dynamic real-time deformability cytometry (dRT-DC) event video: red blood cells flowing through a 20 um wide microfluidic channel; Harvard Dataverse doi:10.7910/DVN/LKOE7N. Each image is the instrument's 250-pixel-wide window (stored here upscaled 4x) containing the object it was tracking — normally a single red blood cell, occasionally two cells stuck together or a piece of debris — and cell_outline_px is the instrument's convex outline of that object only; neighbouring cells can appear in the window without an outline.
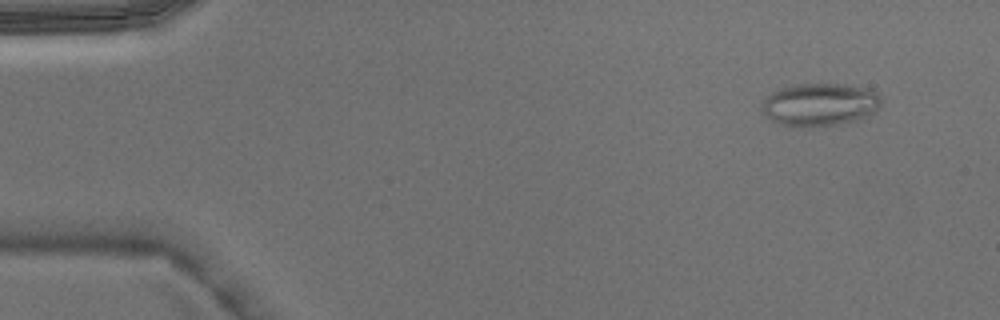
{"species": "Egyptian fruit bat (a non-hibernating species)", "species_latin": "Rousettus aegyptiacus", "temperature_condition": "warm", "stored_images_in_passage": 4, "camera_frame_rate_fps": 3000, "um_per_image_px": 0.085, "animal": {"sex": "male"}, "frame": {"image": 1, "passage_image": 1, "time_ms": 0.0, "image_size_px": [1000, 320], "cell_outline_px": [[880, 104], [876, 112], [860, 120], [840, 124], [812, 128], [792, 128], [780, 124], [772, 120], [760, 108], [760, 104], [764, 96], [780, 88], [796, 84], [844, 84], [872, 88], [880, 96]], "centroid_in_image_um": [69.68, 8.91], "position_along_channel_um": 15.3, "area_um2": 30.69}}
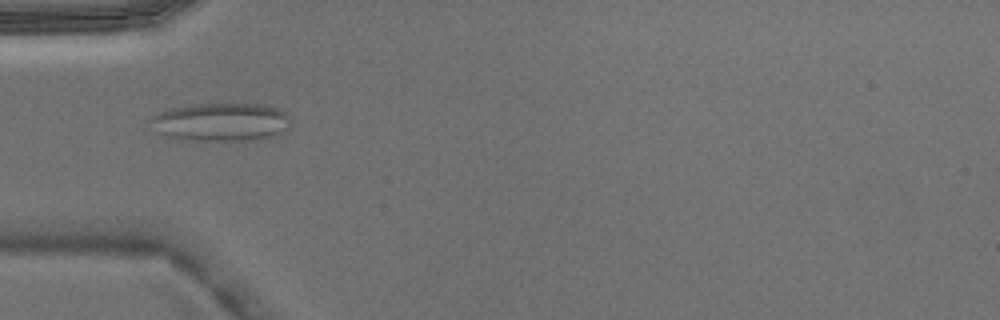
{"frame": {"image": 2, "passage_image": 4, "time_ms": 1.0, "image_size_px": [1000, 320], "cell_outline_px": [[292, 124], [288, 128], [272, 136], [260, 140], [188, 140], [168, 136], [160, 132], [152, 120], [152, 116], [156, 112], [168, 108], [192, 104], [260, 104], [276, 108], [292, 116]], "centroid_in_image_um": [18.86, 10.36], "position_along_channel_um": 66.1, "area_um2": 31.15}}